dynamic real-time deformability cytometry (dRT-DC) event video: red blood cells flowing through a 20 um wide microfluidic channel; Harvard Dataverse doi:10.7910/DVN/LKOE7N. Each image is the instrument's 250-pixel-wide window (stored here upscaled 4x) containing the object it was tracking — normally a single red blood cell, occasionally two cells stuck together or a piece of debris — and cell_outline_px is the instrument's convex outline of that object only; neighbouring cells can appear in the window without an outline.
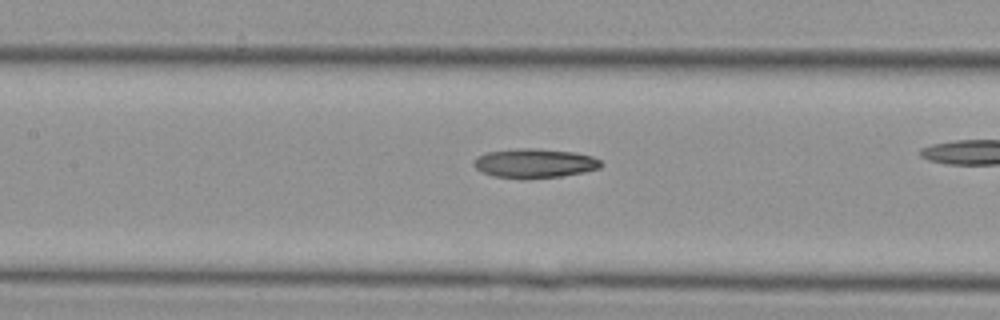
{"species": "Egyptian fruit bat (a non-hibernating species)", "species_latin": "Rousettus aegyptiacus", "temperature_condition": "cold", "stored_images_in_passage": 31, "camera_frame_rate_fps": 3000, "um_per_image_px": 0.085, "animal": {"sex": "female"}, "frame": {"image": 1, "passage_image": 18, "time_ms": 5.667, "image_size_px": [1000, 320], "cell_outline_px": [[600, 168], [584, 172], [560, 176], [528, 180], [524, 180], [492, 176], [480, 172], [472, 164], [476, 156], [488, 152], [520, 148], [536, 148], [576, 152], [592, 156], [600, 160]], "centroid_in_image_um": [45.39, 13.89], "position_along_channel_um": 162.0, "area_um2": 22.08}}